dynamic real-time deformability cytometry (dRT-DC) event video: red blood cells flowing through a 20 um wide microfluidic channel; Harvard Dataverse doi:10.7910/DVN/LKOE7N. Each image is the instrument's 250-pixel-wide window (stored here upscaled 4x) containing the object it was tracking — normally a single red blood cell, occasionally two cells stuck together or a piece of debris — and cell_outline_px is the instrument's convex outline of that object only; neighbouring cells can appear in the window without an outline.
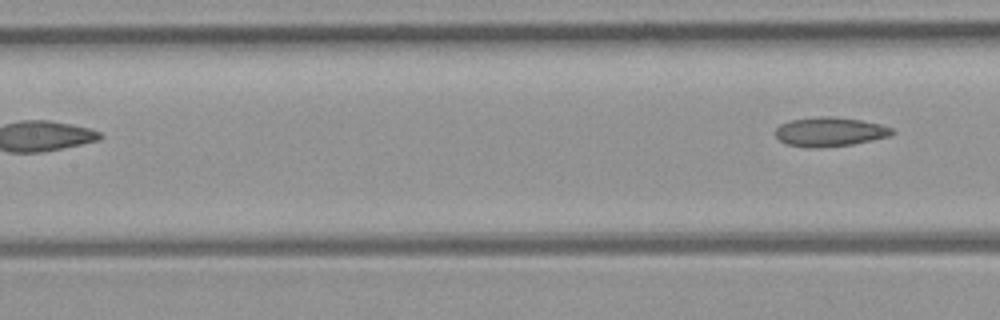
{"species": "common noctule bat (a hibernating species)", "species_latin": "Nyctalus noctula", "temperature_condition": "room temperature", "stored_images_in_passage": 5, "segment_of_instrument_passage": [2, 2], "camera_frame_rate_fps": 3000, "um_per_image_px": 0.085, "animal": {"sex": "female", "body_mass_g": 21.9}, "frame": {"image": 1, "passage_image": 5, "time_ms": 4.667, "image_size_px": [1000, 320], "cell_outline_px": [[896, 132], [888, 136], [872, 140], [852, 144], [784, 144], [776, 136], [776, 128], [780, 124], [792, 120], [820, 116], [832, 116], [860, 120], [880, 124], [892, 128]], "centroid_in_image_um": [70.58, 11.14], "position_along_channel_um": 136.8, "area_um2": 18.73}}